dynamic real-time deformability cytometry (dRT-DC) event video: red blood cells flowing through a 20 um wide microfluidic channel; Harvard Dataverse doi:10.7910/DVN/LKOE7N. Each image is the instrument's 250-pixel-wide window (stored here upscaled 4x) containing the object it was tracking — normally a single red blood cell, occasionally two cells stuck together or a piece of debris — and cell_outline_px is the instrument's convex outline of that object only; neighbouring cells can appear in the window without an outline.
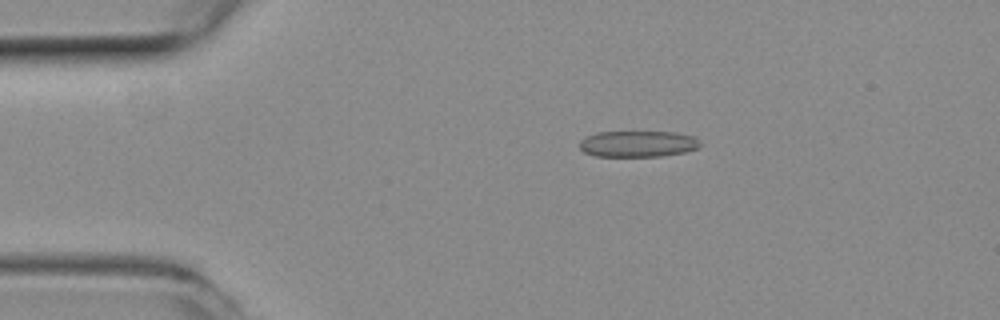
{"species": "common noctule bat (a hibernating species)", "species_latin": "Nyctalus noctula", "temperature_condition": "room temperature", "stored_images_in_passage": 43, "camera_frame_rate_fps": 3000, "um_per_image_px": 0.085, "animal": {"sex": "female", "body_mass_g": 19.3, "forearm_length_mm": 54.1}, "frame": {"image": 1, "passage_image": 1, "time_ms": 0.0, "image_size_px": [1000, 320], "cell_outline_px": [[700, 148], [684, 152], [660, 156], [596, 156], [584, 152], [580, 148], [580, 140], [584, 136], [596, 132], [676, 132], [692, 136], [700, 144]], "centroid_in_image_um": [54.18, 12.22], "position_along_channel_um": 30.8, "area_um2": 18.38}}
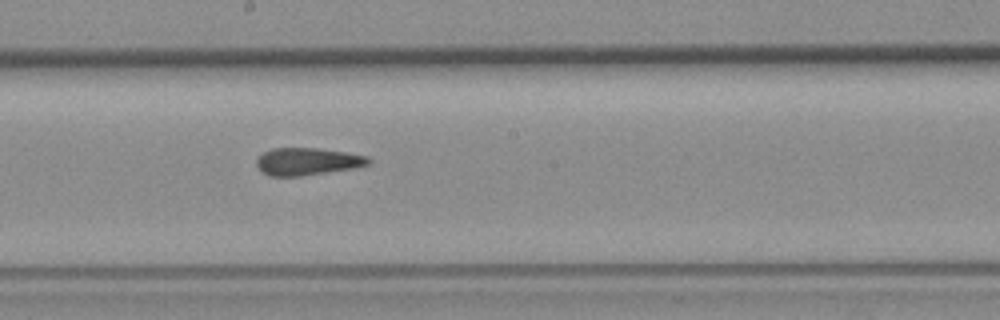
{"frame": {"image": 2, "passage_image": 19, "time_ms": 6.0, "image_size_px": [1000, 320], "cell_outline_px": [[372, 164], [352, 168], [300, 176], [268, 176], [256, 164], [256, 160], [264, 152], [272, 148], [316, 148], [344, 152], [368, 156], [372, 160]], "centroid_in_image_um": [26.15, 13.72], "position_along_channel_um": 222.0, "area_um2": 17.69}}
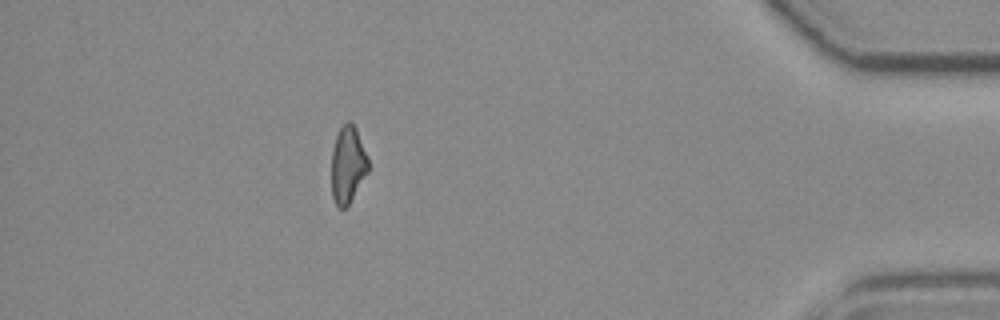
{"frame": {"image": 3, "passage_image": 37, "time_ms": 12.0, "image_size_px": [1000, 320], "cell_outline_px": [[368, 172], [348, 204], [344, 208], [340, 208], [336, 204], [332, 196], [332, 148], [336, 136], [340, 128], [348, 120], [356, 128], [368, 156]], "centroid_in_image_um": [29.56, 13.98], "position_along_channel_um": 405.6, "area_um2": 16.3}, "authors_computed_cell_mechanics": {"area_um2": 18.1492, "velocity_mm_per_s": 3.9671, "shape_relaxation_time_tau1_ms": null, "shape_relaxation_time_tau2_ms": 2.7016, "deformation_change_tau1": null, "deformation_change_tau2": 0.0987}}